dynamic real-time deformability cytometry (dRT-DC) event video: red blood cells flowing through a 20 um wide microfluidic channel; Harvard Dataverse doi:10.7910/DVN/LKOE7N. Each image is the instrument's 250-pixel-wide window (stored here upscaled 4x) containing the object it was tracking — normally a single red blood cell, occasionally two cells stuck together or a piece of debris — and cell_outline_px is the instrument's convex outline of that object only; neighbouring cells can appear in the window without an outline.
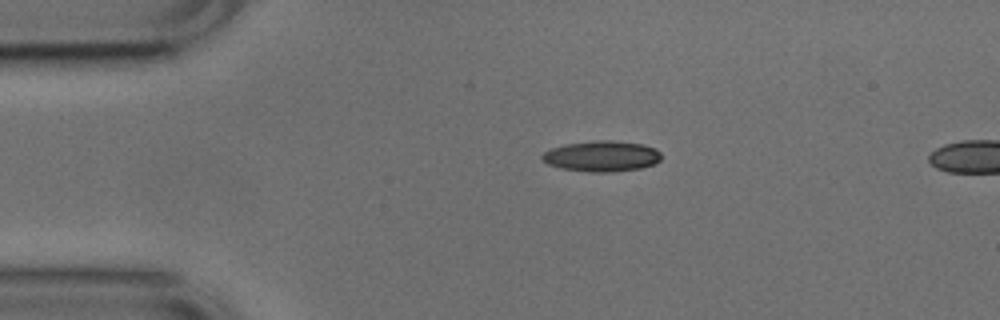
{"species": "common noctule bat (a hibernating species)", "species_latin": "Nyctalus noctula", "temperature_condition": "cold", "stored_images_in_passage": 42, "camera_frame_rate_fps": 3000, "um_per_image_px": 0.085, "animal": {"sex": "male", "body_mass_g": 17.9, "forearm_length_mm": 54.2}, "frame": {"image": 1, "passage_image": 1, "time_ms": 0.0, "image_size_px": [1000, 320], "cell_outline_px": [[660, 160], [656, 164], [640, 168], [612, 172], [592, 172], [560, 168], [548, 164], [540, 156], [544, 152], [552, 148], [564, 144], [596, 140], [612, 140], [644, 144], [656, 148], [660, 152]], "centroid_in_image_um": [51.17, 13.27], "position_along_channel_um": 33.8, "area_um2": 21.44}}
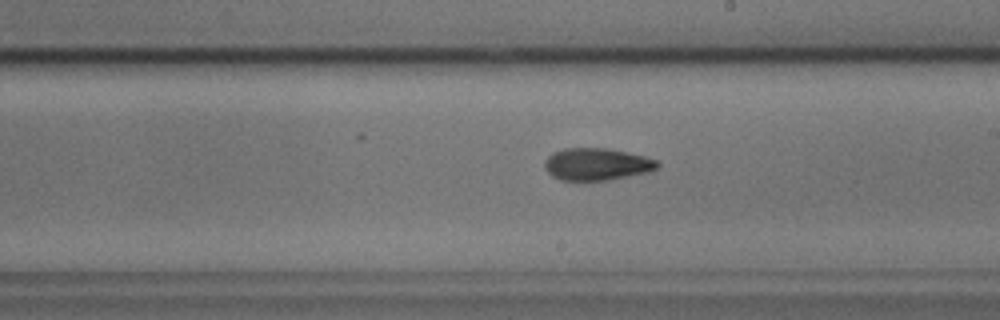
{"frame": {"image": 2, "passage_image": 20, "time_ms": 6.333, "image_size_px": [1000, 320], "cell_outline_px": [[660, 164], [656, 168], [648, 172], [608, 180], [560, 180], [552, 176], [544, 168], [544, 160], [552, 152], [564, 148], [604, 148], [644, 156], [656, 160]], "centroid_in_image_um": [50.67, 13.96], "position_along_channel_um": 238.3, "area_um2": 21.04}}
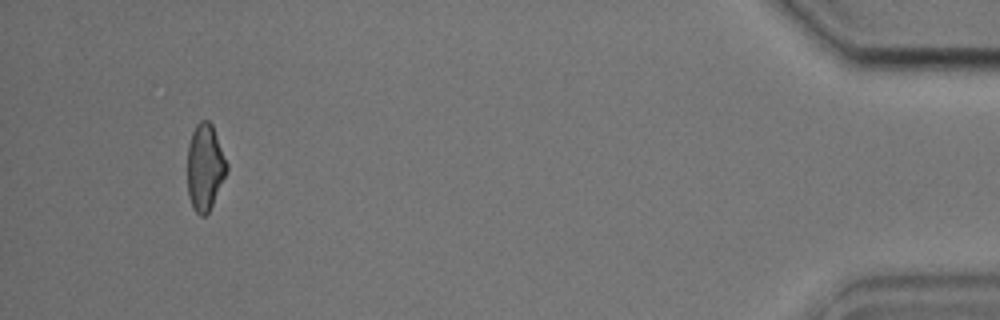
{"frame": {"image": 3, "passage_image": 40, "time_ms": 13.0, "image_size_px": [1000, 320], "cell_outline_px": [[228, 172], [208, 212], [204, 216], [200, 216], [192, 208], [188, 196], [188, 144], [192, 132], [196, 124], [200, 120], [208, 120], [212, 124], [228, 164]], "centroid_in_image_um": [17.42, 14.21], "position_along_channel_um": 417.8, "area_um2": 19.94}, "authors_computed_cell_mechanics": {"area_um2": 20.9814, "velocity_mm_per_s": 3.7926, "shape_relaxation_time_tau1_ms": 6.7943, "shape_relaxation_time_tau2_ms": 2.3025, "deformation_change_tau1": 0.1592, "deformation_change_tau2": 0.0864}}